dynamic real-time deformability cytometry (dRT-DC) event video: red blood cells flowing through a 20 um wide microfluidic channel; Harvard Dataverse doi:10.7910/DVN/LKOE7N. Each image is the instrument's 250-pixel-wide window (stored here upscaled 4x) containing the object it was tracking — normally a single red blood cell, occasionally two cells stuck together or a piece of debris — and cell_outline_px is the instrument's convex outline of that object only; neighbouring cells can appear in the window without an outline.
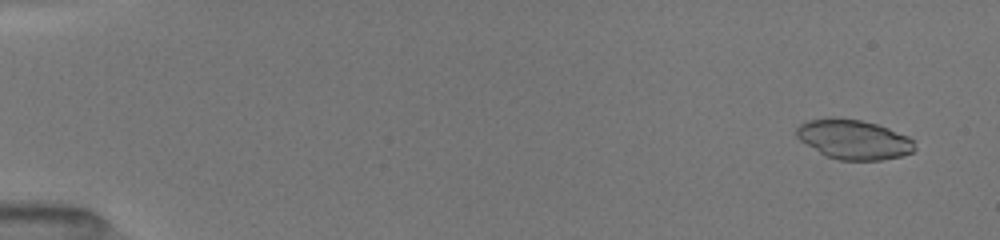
{"species": "common noctule bat (a hibernating species)", "species_latin": "Nyctalus noctula", "temperature_condition": "room temperature", "stored_images_in_passage": 31, "camera_frame_rate_fps": 3000, "um_per_image_px": 0.085, "animal": {"sex": "female", "body_mass_g": 19.5, "forearm_length_mm": 54.1}, "frame": {"image": 1, "passage_image": 5, "time_ms": 0.667, "image_size_px": [1000, 240], "cell_outline_px": [[916, 148], [912, 152], [900, 156], [880, 160], [840, 160], [828, 156], [820, 152], [800, 140], [796, 136], [796, 128], [800, 124], [808, 120], [828, 116], [832, 116], [860, 120], [876, 124], [888, 128], [908, 136], [912, 140]], "centroid_in_image_um": [72.55, 11.83], "position_along_channel_um": 12.5, "area_um2": 27.22}}
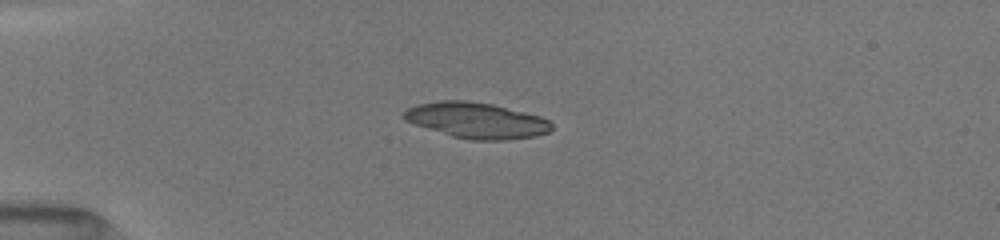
{"frame": {"image": 2, "passage_image": 21, "time_ms": 4.333, "image_size_px": [1000, 240], "cell_outline_px": [[552, 128], [548, 132], [536, 136], [504, 140], [472, 140], [452, 136], [404, 120], [400, 116], [408, 108], [416, 104], [440, 100], [468, 100], [492, 104], [540, 116], [548, 120], [552, 124]], "centroid_in_image_um": [40.49, 10.22], "position_along_channel_um": 44.5, "area_um2": 30.69}}